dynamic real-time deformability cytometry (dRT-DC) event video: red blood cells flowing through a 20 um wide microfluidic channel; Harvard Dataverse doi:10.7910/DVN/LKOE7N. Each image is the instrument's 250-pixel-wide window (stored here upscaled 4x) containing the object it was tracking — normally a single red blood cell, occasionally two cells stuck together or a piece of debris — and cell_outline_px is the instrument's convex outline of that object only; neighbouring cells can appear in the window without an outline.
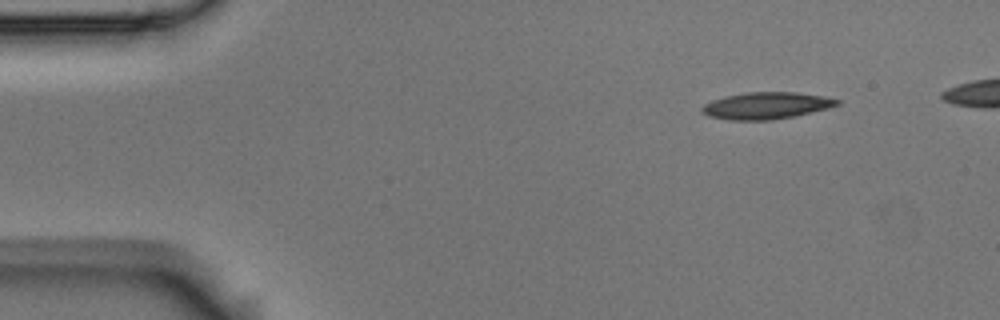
{"species": "Egyptian fruit bat (a non-hibernating species)", "species_latin": "Rousettus aegyptiacus", "temperature_condition": "room temperature", "stored_images_in_passage": 4, "camera_frame_rate_fps": 3000, "um_per_image_px": 0.085, "animal": {"sex": "male"}, "frame": {"image": 1, "passage_image": 1, "time_ms": 0.0, "image_size_px": [1000, 320], "cell_outline_px": [[840, 104], [828, 108], [792, 116], [768, 120], [728, 120], [708, 116], [700, 108], [704, 104], [712, 100], [724, 96], [748, 92], [796, 92], [824, 96], [840, 100]], "centroid_in_image_um": [65.11, 8.97], "position_along_channel_um": 19.9, "area_um2": 20.98}}